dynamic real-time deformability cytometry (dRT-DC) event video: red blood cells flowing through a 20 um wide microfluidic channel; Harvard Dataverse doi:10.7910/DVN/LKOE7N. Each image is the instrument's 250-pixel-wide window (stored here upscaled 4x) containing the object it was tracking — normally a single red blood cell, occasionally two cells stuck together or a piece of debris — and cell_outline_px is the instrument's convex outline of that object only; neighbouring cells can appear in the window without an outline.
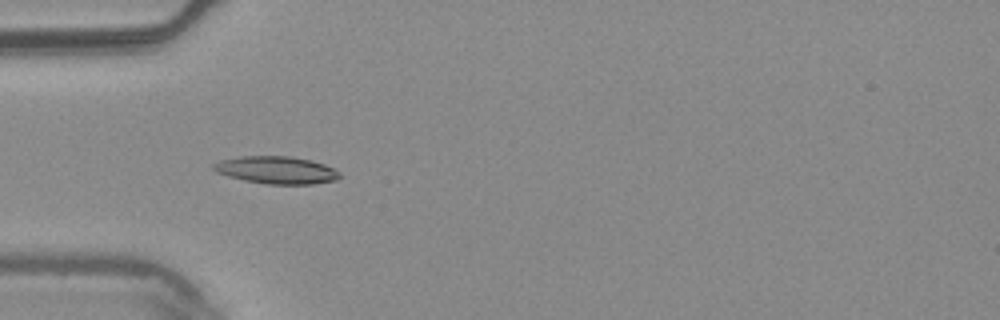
{"species": "common noctule bat (a hibernating species)", "species_latin": "Nyctalus noctula", "temperature_condition": "warm", "stored_images_in_passage": 5, "camera_frame_rate_fps": 3000, "um_per_image_px": 0.085, "animal": {"sex": "male", "body_mass_g": 20.4}, "frame": {"image": 1, "passage_image": 5, "time_ms": 1.333, "image_size_px": [1000, 320], "cell_outline_px": [[340, 176], [336, 180], [312, 184], [268, 184], [244, 180], [228, 176], [216, 172], [212, 168], [212, 164], [220, 160], [240, 156], [288, 156], [312, 160], [324, 164], [340, 172]], "centroid_in_image_um": [23.48, 14.45], "position_along_channel_um": 61.5, "area_um2": 20.17}}